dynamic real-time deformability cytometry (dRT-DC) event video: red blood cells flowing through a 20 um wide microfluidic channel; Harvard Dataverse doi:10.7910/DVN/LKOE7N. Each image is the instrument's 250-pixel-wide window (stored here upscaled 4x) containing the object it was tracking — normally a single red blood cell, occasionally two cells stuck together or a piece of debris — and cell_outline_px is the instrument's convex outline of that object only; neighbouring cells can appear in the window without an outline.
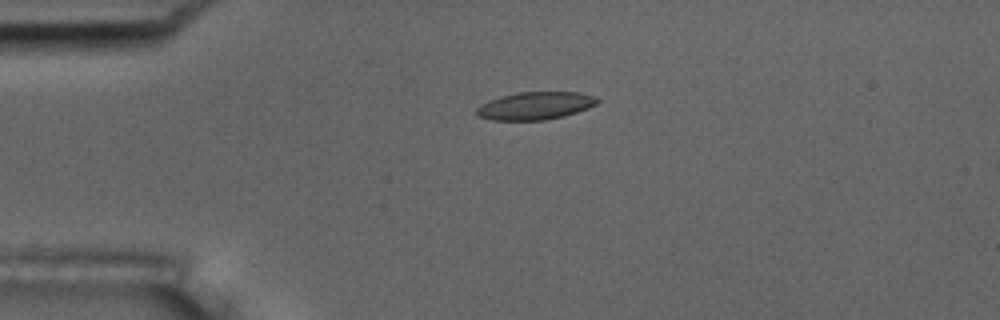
{"species": "common noctule bat (a hibernating species)", "species_latin": "Nyctalus noctula", "temperature_condition": "room temperature", "stored_images_in_passage": 6, "segment_of_instrument_passage": [1, 2], "camera_frame_rate_fps": 3000, "um_per_image_px": 0.085, "animal": {"sex": "male", "body_mass_g": 17.5, "forearm_length_mm": 52.3}, "frame": {"image": 1, "passage_image": 4, "time_ms": 3.333, "image_size_px": [1000, 320], "cell_outline_px": [[600, 100], [596, 104], [588, 108], [564, 116], [544, 120], [492, 120], [476, 116], [476, 108], [480, 104], [488, 100], [500, 96], [516, 92], [580, 92], [596, 96]], "centroid_in_image_um": [45.47, 8.98], "position_along_channel_um": 39.5, "area_um2": 19.71}}